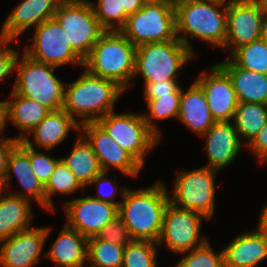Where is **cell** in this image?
<instances>
[{"instance_id":"6da1fadb","label":"cell","mask_w":267,"mask_h":267,"mask_svg":"<svg viewBox=\"0 0 267 267\" xmlns=\"http://www.w3.org/2000/svg\"><path fill=\"white\" fill-rule=\"evenodd\" d=\"M175 21L177 39L196 57L193 38L222 49L227 34V1L177 0Z\"/></svg>"},{"instance_id":"7a4b0ae2","label":"cell","mask_w":267,"mask_h":267,"mask_svg":"<svg viewBox=\"0 0 267 267\" xmlns=\"http://www.w3.org/2000/svg\"><path fill=\"white\" fill-rule=\"evenodd\" d=\"M167 188L162 180H158L147 188L127 189L118 216L133 240L158 242L164 213L170 203Z\"/></svg>"},{"instance_id":"3957f363","label":"cell","mask_w":267,"mask_h":267,"mask_svg":"<svg viewBox=\"0 0 267 267\" xmlns=\"http://www.w3.org/2000/svg\"><path fill=\"white\" fill-rule=\"evenodd\" d=\"M124 92L113 80L92 75L83 68L74 82L65 83L62 109L79 125L97 122L114 111L115 104Z\"/></svg>"},{"instance_id":"277c9868","label":"cell","mask_w":267,"mask_h":267,"mask_svg":"<svg viewBox=\"0 0 267 267\" xmlns=\"http://www.w3.org/2000/svg\"><path fill=\"white\" fill-rule=\"evenodd\" d=\"M135 56L136 46L120 31H104L83 67L92 75L113 80L126 91L134 79Z\"/></svg>"},{"instance_id":"5b68a950","label":"cell","mask_w":267,"mask_h":267,"mask_svg":"<svg viewBox=\"0 0 267 267\" xmlns=\"http://www.w3.org/2000/svg\"><path fill=\"white\" fill-rule=\"evenodd\" d=\"M56 69L19 52L14 68L17 76L11 91L35 100L50 111L60 110L64 103L65 82L55 76Z\"/></svg>"},{"instance_id":"8992f818","label":"cell","mask_w":267,"mask_h":267,"mask_svg":"<svg viewBox=\"0 0 267 267\" xmlns=\"http://www.w3.org/2000/svg\"><path fill=\"white\" fill-rule=\"evenodd\" d=\"M195 57L177 38L142 44L136 47L134 77L141 75L144 83L178 80L183 66Z\"/></svg>"},{"instance_id":"52a82bcc","label":"cell","mask_w":267,"mask_h":267,"mask_svg":"<svg viewBox=\"0 0 267 267\" xmlns=\"http://www.w3.org/2000/svg\"><path fill=\"white\" fill-rule=\"evenodd\" d=\"M219 172L205 166L178 172L172 195L169 192L170 203L180 209L198 212L210 220L215 213V179Z\"/></svg>"},{"instance_id":"ba28073f","label":"cell","mask_w":267,"mask_h":267,"mask_svg":"<svg viewBox=\"0 0 267 267\" xmlns=\"http://www.w3.org/2000/svg\"><path fill=\"white\" fill-rule=\"evenodd\" d=\"M120 32L134 45L175 40V6L145 3L127 17Z\"/></svg>"},{"instance_id":"9c48e42d","label":"cell","mask_w":267,"mask_h":267,"mask_svg":"<svg viewBox=\"0 0 267 267\" xmlns=\"http://www.w3.org/2000/svg\"><path fill=\"white\" fill-rule=\"evenodd\" d=\"M119 144L128 151L143 167L145 159L161 139L147 126L142 113L106 114L97 121Z\"/></svg>"},{"instance_id":"30bf717a","label":"cell","mask_w":267,"mask_h":267,"mask_svg":"<svg viewBox=\"0 0 267 267\" xmlns=\"http://www.w3.org/2000/svg\"><path fill=\"white\" fill-rule=\"evenodd\" d=\"M54 18L67 34L71 47L85 59L104 32L89 0H61Z\"/></svg>"},{"instance_id":"8fae6325","label":"cell","mask_w":267,"mask_h":267,"mask_svg":"<svg viewBox=\"0 0 267 267\" xmlns=\"http://www.w3.org/2000/svg\"><path fill=\"white\" fill-rule=\"evenodd\" d=\"M32 44L22 51L35 61L55 67L66 64L83 68L84 59L71 47L67 34L55 18L48 19L34 28Z\"/></svg>"},{"instance_id":"7c38bea8","label":"cell","mask_w":267,"mask_h":267,"mask_svg":"<svg viewBox=\"0 0 267 267\" xmlns=\"http://www.w3.org/2000/svg\"><path fill=\"white\" fill-rule=\"evenodd\" d=\"M203 220L209 221L198 212L180 209L169 203L157 245L176 255L202 246L208 241V238L200 237Z\"/></svg>"},{"instance_id":"4fadbf2b","label":"cell","mask_w":267,"mask_h":267,"mask_svg":"<svg viewBox=\"0 0 267 267\" xmlns=\"http://www.w3.org/2000/svg\"><path fill=\"white\" fill-rule=\"evenodd\" d=\"M267 14L258 0L227 1V34L223 47L231 51L262 38Z\"/></svg>"},{"instance_id":"5bb4252c","label":"cell","mask_w":267,"mask_h":267,"mask_svg":"<svg viewBox=\"0 0 267 267\" xmlns=\"http://www.w3.org/2000/svg\"><path fill=\"white\" fill-rule=\"evenodd\" d=\"M80 133L92 145L103 171L116 169L129 177H136L143 166L125 149L117 144L98 122L80 125Z\"/></svg>"},{"instance_id":"9a60e30c","label":"cell","mask_w":267,"mask_h":267,"mask_svg":"<svg viewBox=\"0 0 267 267\" xmlns=\"http://www.w3.org/2000/svg\"><path fill=\"white\" fill-rule=\"evenodd\" d=\"M66 225L86 238L98 233L118 216V207L91 196L78 197L63 203Z\"/></svg>"},{"instance_id":"2e32d148","label":"cell","mask_w":267,"mask_h":267,"mask_svg":"<svg viewBox=\"0 0 267 267\" xmlns=\"http://www.w3.org/2000/svg\"><path fill=\"white\" fill-rule=\"evenodd\" d=\"M51 227H30L0 241V267H33L39 263Z\"/></svg>"},{"instance_id":"e0dca14e","label":"cell","mask_w":267,"mask_h":267,"mask_svg":"<svg viewBox=\"0 0 267 267\" xmlns=\"http://www.w3.org/2000/svg\"><path fill=\"white\" fill-rule=\"evenodd\" d=\"M210 69V71L203 70L195 81L205 93L214 120L232 121L239 104L232 80L217 63Z\"/></svg>"},{"instance_id":"ac0fdd59","label":"cell","mask_w":267,"mask_h":267,"mask_svg":"<svg viewBox=\"0 0 267 267\" xmlns=\"http://www.w3.org/2000/svg\"><path fill=\"white\" fill-rule=\"evenodd\" d=\"M206 141L208 164L204 166L221 171L231 165L242 150L238 132L232 121L215 122L205 134L201 135Z\"/></svg>"},{"instance_id":"d6986e66","label":"cell","mask_w":267,"mask_h":267,"mask_svg":"<svg viewBox=\"0 0 267 267\" xmlns=\"http://www.w3.org/2000/svg\"><path fill=\"white\" fill-rule=\"evenodd\" d=\"M61 0H21L4 20L1 39L17 40L26 30L54 18Z\"/></svg>"},{"instance_id":"ffe728a7","label":"cell","mask_w":267,"mask_h":267,"mask_svg":"<svg viewBox=\"0 0 267 267\" xmlns=\"http://www.w3.org/2000/svg\"><path fill=\"white\" fill-rule=\"evenodd\" d=\"M12 172L18 180L19 186L23 188V191H10L7 187L12 180ZM0 189L5 190L12 195L23 197L32 202L36 201L43 209H46V196L44 184L37 178L32 170L29 155L17 144L11 151L8 160V170L4 183L0 186Z\"/></svg>"},{"instance_id":"44dd1931","label":"cell","mask_w":267,"mask_h":267,"mask_svg":"<svg viewBox=\"0 0 267 267\" xmlns=\"http://www.w3.org/2000/svg\"><path fill=\"white\" fill-rule=\"evenodd\" d=\"M222 250L225 264L256 267L267 258V235L256 228L236 236Z\"/></svg>"},{"instance_id":"7402d4cb","label":"cell","mask_w":267,"mask_h":267,"mask_svg":"<svg viewBox=\"0 0 267 267\" xmlns=\"http://www.w3.org/2000/svg\"><path fill=\"white\" fill-rule=\"evenodd\" d=\"M72 130L80 132V125L67 112L50 111L23 141L33 148L49 151L66 140Z\"/></svg>"},{"instance_id":"603a6c76","label":"cell","mask_w":267,"mask_h":267,"mask_svg":"<svg viewBox=\"0 0 267 267\" xmlns=\"http://www.w3.org/2000/svg\"><path fill=\"white\" fill-rule=\"evenodd\" d=\"M177 120L199 136L205 134L216 122L208 107L205 93L196 81L190 84L186 92L182 88Z\"/></svg>"},{"instance_id":"cb8c5ba5","label":"cell","mask_w":267,"mask_h":267,"mask_svg":"<svg viewBox=\"0 0 267 267\" xmlns=\"http://www.w3.org/2000/svg\"><path fill=\"white\" fill-rule=\"evenodd\" d=\"M87 242L88 238L64 223L44 257L55 267H84L87 265Z\"/></svg>"},{"instance_id":"d4e9b609","label":"cell","mask_w":267,"mask_h":267,"mask_svg":"<svg viewBox=\"0 0 267 267\" xmlns=\"http://www.w3.org/2000/svg\"><path fill=\"white\" fill-rule=\"evenodd\" d=\"M231 78L239 102L267 105V75L238 67L229 57L216 62Z\"/></svg>"},{"instance_id":"484cf974","label":"cell","mask_w":267,"mask_h":267,"mask_svg":"<svg viewBox=\"0 0 267 267\" xmlns=\"http://www.w3.org/2000/svg\"><path fill=\"white\" fill-rule=\"evenodd\" d=\"M2 192L0 189V241L29 229L34 218L30 200L10 193L2 196Z\"/></svg>"},{"instance_id":"4316f807","label":"cell","mask_w":267,"mask_h":267,"mask_svg":"<svg viewBox=\"0 0 267 267\" xmlns=\"http://www.w3.org/2000/svg\"><path fill=\"white\" fill-rule=\"evenodd\" d=\"M11 98L7 102V124L10 122L15 126L20 135L14 139L24 140L28 134L49 114L50 110L35 100L10 93Z\"/></svg>"},{"instance_id":"83f0119b","label":"cell","mask_w":267,"mask_h":267,"mask_svg":"<svg viewBox=\"0 0 267 267\" xmlns=\"http://www.w3.org/2000/svg\"><path fill=\"white\" fill-rule=\"evenodd\" d=\"M77 139L67 157H60L73 172L80 184L86 188L103 170L92 145L78 132Z\"/></svg>"},{"instance_id":"f1b7e54d","label":"cell","mask_w":267,"mask_h":267,"mask_svg":"<svg viewBox=\"0 0 267 267\" xmlns=\"http://www.w3.org/2000/svg\"><path fill=\"white\" fill-rule=\"evenodd\" d=\"M267 122V105L239 102L232 123L238 132L240 141L247 146Z\"/></svg>"},{"instance_id":"f546056e","label":"cell","mask_w":267,"mask_h":267,"mask_svg":"<svg viewBox=\"0 0 267 267\" xmlns=\"http://www.w3.org/2000/svg\"><path fill=\"white\" fill-rule=\"evenodd\" d=\"M182 87L175 93L159 96V98L145 100L147 103V112L142 113L147 126L162 140V132L157 122L171 118H178L180 110V98ZM157 121V122H156Z\"/></svg>"},{"instance_id":"4dcf8cb0","label":"cell","mask_w":267,"mask_h":267,"mask_svg":"<svg viewBox=\"0 0 267 267\" xmlns=\"http://www.w3.org/2000/svg\"><path fill=\"white\" fill-rule=\"evenodd\" d=\"M44 189L46 196V210H49L52 213L55 212V206L53 205L54 199H52L53 195H71L75 194L74 192L79 191V189L83 192L86 190L62 159L57 162L53 173L44 185Z\"/></svg>"},{"instance_id":"1f68e13d","label":"cell","mask_w":267,"mask_h":267,"mask_svg":"<svg viewBox=\"0 0 267 267\" xmlns=\"http://www.w3.org/2000/svg\"><path fill=\"white\" fill-rule=\"evenodd\" d=\"M124 249L97 236L90 237L87 242V264L90 267H122Z\"/></svg>"},{"instance_id":"d6a6232c","label":"cell","mask_w":267,"mask_h":267,"mask_svg":"<svg viewBox=\"0 0 267 267\" xmlns=\"http://www.w3.org/2000/svg\"><path fill=\"white\" fill-rule=\"evenodd\" d=\"M230 59L240 68L267 75V45L262 38L237 48Z\"/></svg>"},{"instance_id":"836d02e7","label":"cell","mask_w":267,"mask_h":267,"mask_svg":"<svg viewBox=\"0 0 267 267\" xmlns=\"http://www.w3.org/2000/svg\"><path fill=\"white\" fill-rule=\"evenodd\" d=\"M157 243L132 240L124 249L122 267H158Z\"/></svg>"},{"instance_id":"e575fe53","label":"cell","mask_w":267,"mask_h":267,"mask_svg":"<svg viewBox=\"0 0 267 267\" xmlns=\"http://www.w3.org/2000/svg\"><path fill=\"white\" fill-rule=\"evenodd\" d=\"M95 17L104 31H120L128 15L124 12L120 0L90 1Z\"/></svg>"},{"instance_id":"d590c367","label":"cell","mask_w":267,"mask_h":267,"mask_svg":"<svg viewBox=\"0 0 267 267\" xmlns=\"http://www.w3.org/2000/svg\"><path fill=\"white\" fill-rule=\"evenodd\" d=\"M180 255L184 257L173 267H221L224 263L223 250L216 253L209 241Z\"/></svg>"},{"instance_id":"8d00e7d4","label":"cell","mask_w":267,"mask_h":267,"mask_svg":"<svg viewBox=\"0 0 267 267\" xmlns=\"http://www.w3.org/2000/svg\"><path fill=\"white\" fill-rule=\"evenodd\" d=\"M18 145L29 155L31 167L37 178L45 185L61 158H54L39 149L27 145L23 140Z\"/></svg>"},{"instance_id":"74e56055","label":"cell","mask_w":267,"mask_h":267,"mask_svg":"<svg viewBox=\"0 0 267 267\" xmlns=\"http://www.w3.org/2000/svg\"><path fill=\"white\" fill-rule=\"evenodd\" d=\"M107 175H108L107 171H102L99 175H97L89 183V185L87 187L96 185L97 194L91 195V197L98 199L100 201H103V202L111 203L113 205H116L119 208L122 200L121 201H119V200L115 201L114 199H116L115 198L116 196L117 197L119 196L123 199L124 195H125V193L129 187L123 186V187L119 188L118 187L119 185L118 184L115 185V182L113 181V179L112 180L109 179V177H107Z\"/></svg>"},{"instance_id":"f35d334b","label":"cell","mask_w":267,"mask_h":267,"mask_svg":"<svg viewBox=\"0 0 267 267\" xmlns=\"http://www.w3.org/2000/svg\"><path fill=\"white\" fill-rule=\"evenodd\" d=\"M98 238L126 247L133 239L123 220L117 216L106 225L97 235Z\"/></svg>"},{"instance_id":"ab89813d","label":"cell","mask_w":267,"mask_h":267,"mask_svg":"<svg viewBox=\"0 0 267 267\" xmlns=\"http://www.w3.org/2000/svg\"><path fill=\"white\" fill-rule=\"evenodd\" d=\"M15 41L0 38V82L5 81V78L7 79L15 72V62L19 55L20 45H18V49L15 46L13 48L9 46Z\"/></svg>"},{"instance_id":"60d3db41","label":"cell","mask_w":267,"mask_h":267,"mask_svg":"<svg viewBox=\"0 0 267 267\" xmlns=\"http://www.w3.org/2000/svg\"><path fill=\"white\" fill-rule=\"evenodd\" d=\"M177 80H164L144 83L143 96L145 100L159 98V96L175 93L181 86Z\"/></svg>"},{"instance_id":"b9f144b4","label":"cell","mask_w":267,"mask_h":267,"mask_svg":"<svg viewBox=\"0 0 267 267\" xmlns=\"http://www.w3.org/2000/svg\"><path fill=\"white\" fill-rule=\"evenodd\" d=\"M260 164L267 162V122L253 140L246 146Z\"/></svg>"},{"instance_id":"7bdbcfd3","label":"cell","mask_w":267,"mask_h":267,"mask_svg":"<svg viewBox=\"0 0 267 267\" xmlns=\"http://www.w3.org/2000/svg\"><path fill=\"white\" fill-rule=\"evenodd\" d=\"M18 142L13 137L0 138V186L4 183L7 175L10 153Z\"/></svg>"},{"instance_id":"ee69618b","label":"cell","mask_w":267,"mask_h":267,"mask_svg":"<svg viewBox=\"0 0 267 267\" xmlns=\"http://www.w3.org/2000/svg\"><path fill=\"white\" fill-rule=\"evenodd\" d=\"M121 6L124 9V12L129 16L134 14L136 11L141 9L145 1L144 0H120Z\"/></svg>"},{"instance_id":"f6af8a7d","label":"cell","mask_w":267,"mask_h":267,"mask_svg":"<svg viewBox=\"0 0 267 267\" xmlns=\"http://www.w3.org/2000/svg\"><path fill=\"white\" fill-rule=\"evenodd\" d=\"M7 123V102L6 100L0 101V138L3 137V133Z\"/></svg>"},{"instance_id":"bcb514c9","label":"cell","mask_w":267,"mask_h":267,"mask_svg":"<svg viewBox=\"0 0 267 267\" xmlns=\"http://www.w3.org/2000/svg\"><path fill=\"white\" fill-rule=\"evenodd\" d=\"M260 211V217L258 219L256 228L265 235H267V201Z\"/></svg>"},{"instance_id":"7dc6e473","label":"cell","mask_w":267,"mask_h":267,"mask_svg":"<svg viewBox=\"0 0 267 267\" xmlns=\"http://www.w3.org/2000/svg\"><path fill=\"white\" fill-rule=\"evenodd\" d=\"M145 3H162L165 5L175 6L177 0H144Z\"/></svg>"},{"instance_id":"c3c4849f","label":"cell","mask_w":267,"mask_h":267,"mask_svg":"<svg viewBox=\"0 0 267 267\" xmlns=\"http://www.w3.org/2000/svg\"><path fill=\"white\" fill-rule=\"evenodd\" d=\"M262 39L264 40V42L267 45V19H266L265 26L263 29Z\"/></svg>"},{"instance_id":"681fc988","label":"cell","mask_w":267,"mask_h":267,"mask_svg":"<svg viewBox=\"0 0 267 267\" xmlns=\"http://www.w3.org/2000/svg\"><path fill=\"white\" fill-rule=\"evenodd\" d=\"M262 10L267 14V0H258Z\"/></svg>"},{"instance_id":"f907efd6","label":"cell","mask_w":267,"mask_h":267,"mask_svg":"<svg viewBox=\"0 0 267 267\" xmlns=\"http://www.w3.org/2000/svg\"><path fill=\"white\" fill-rule=\"evenodd\" d=\"M221 267H232V266H229V265L223 263V265Z\"/></svg>"}]
</instances>
